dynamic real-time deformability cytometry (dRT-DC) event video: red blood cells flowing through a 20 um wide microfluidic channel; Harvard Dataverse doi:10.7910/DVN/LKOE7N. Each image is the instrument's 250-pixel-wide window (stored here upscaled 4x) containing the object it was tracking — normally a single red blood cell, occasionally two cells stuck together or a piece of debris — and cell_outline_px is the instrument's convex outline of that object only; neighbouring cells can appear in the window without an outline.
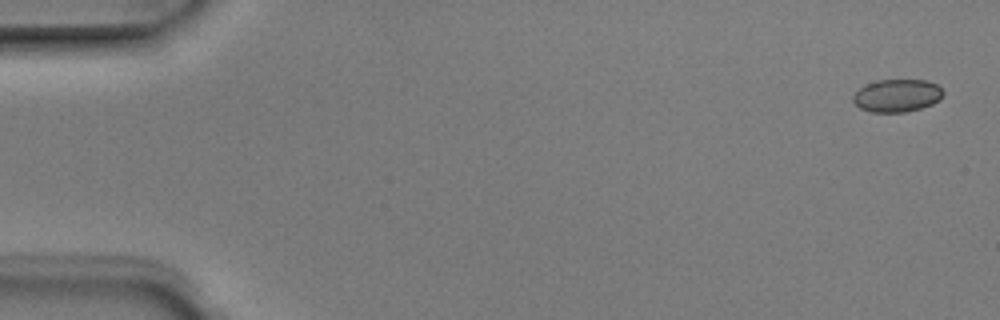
{"species": "Egyptian fruit bat (a non-hibernating species)", "species_latin": "Rousettus aegyptiacus", "temperature_condition": "room temperature", "stored_images_in_passage": 5, "camera_frame_rate_fps": 3000, "um_per_image_px": 0.085, "animal": {"sex": "male"}, "frame": {"image": 1, "passage_image": 1, "time_ms": 0.0, "image_size_px": [1000, 320], "cell_outline_px": [[944, 92], [940, 100], [932, 104], [920, 108], [904, 112], [872, 112], [860, 108], [852, 100], [852, 96], [860, 88], [868, 84], [880, 80], [928, 80], [936, 84]], "centroid_in_image_um": [76.26, 8.12], "position_along_channel_um": 8.7, "area_um2": 17.05}}
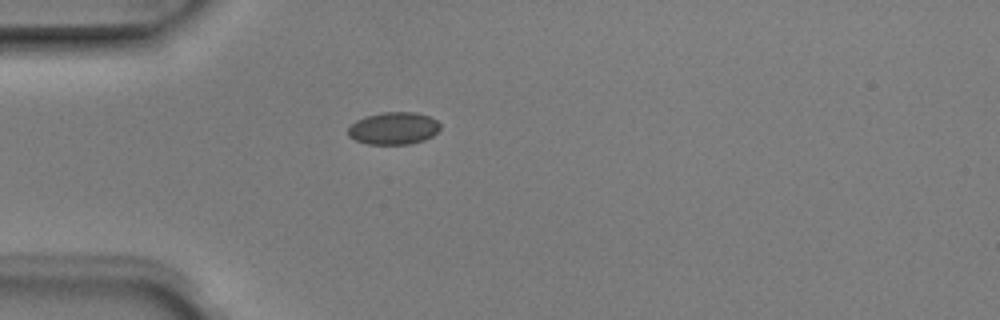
{"frame": {"image": 2, "passage_image": 5, "time_ms": 1.333, "image_size_px": [1000, 320], "cell_outline_px": [[440, 128], [432, 136], [424, 140], [408, 144], [368, 144], [356, 140], [348, 136], [348, 128], [356, 120], [364, 116], [384, 112], [416, 112], [428, 116], [436, 120], [440, 124]], "centroid_in_image_um": [33.44, 10.9], "position_along_channel_um": 51.6, "area_um2": 17.34}}